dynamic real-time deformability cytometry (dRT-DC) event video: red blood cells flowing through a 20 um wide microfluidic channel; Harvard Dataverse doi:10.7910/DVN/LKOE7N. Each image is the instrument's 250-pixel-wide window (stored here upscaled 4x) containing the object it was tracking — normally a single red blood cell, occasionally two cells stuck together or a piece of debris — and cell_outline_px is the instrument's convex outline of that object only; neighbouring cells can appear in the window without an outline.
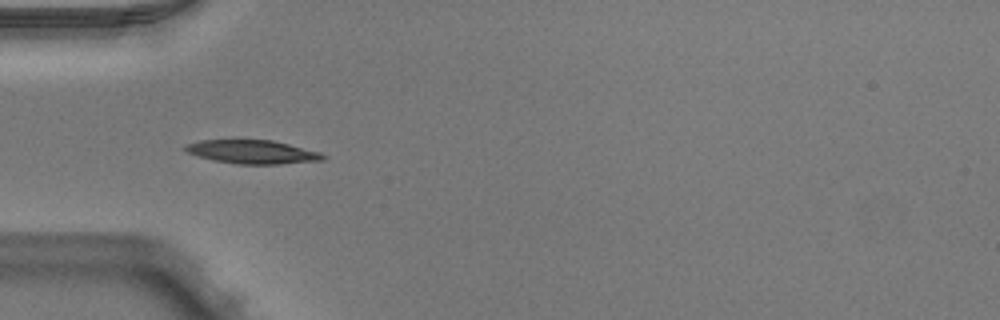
{"species": "Egyptian fruit bat (a non-hibernating species)", "species_latin": "Rousettus aegyptiacus", "temperature_condition": "warm", "stored_images_in_passage": 36, "camera_frame_rate_fps": 3000, "um_per_image_px": 0.085, "animal": {"sex": "male"}, "frame": {"image": 1, "passage_image": 1, "time_ms": 0.0, "image_size_px": [1000, 320], "cell_outline_px": [[328, 156], [324, 160], [280, 164], [236, 164], [212, 160], [188, 152], [180, 148], [184, 144], [200, 140], [272, 140], [320, 152]], "centroid_in_image_um": [21.43, 12.91], "position_along_channel_um": 63.6, "area_um2": 19.02}}
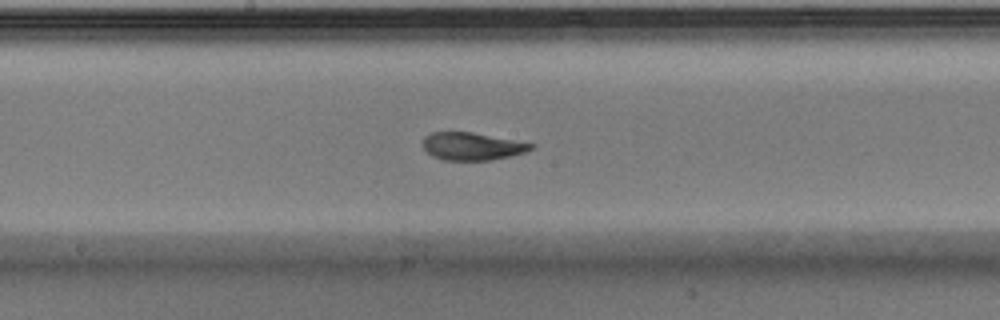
{"frame": {"image": 2, "passage_image": 12, "time_ms": 3.667, "image_size_px": [1000, 320], "cell_outline_px": [[536, 144], [532, 148], [524, 152], [512, 156], [492, 160], [444, 160], [432, 156], [424, 148], [424, 136], [432, 132], [472, 132]], "centroid_in_image_um": [40.14, 12.44], "position_along_channel_um": 208.1, "area_um2": 17.34}}
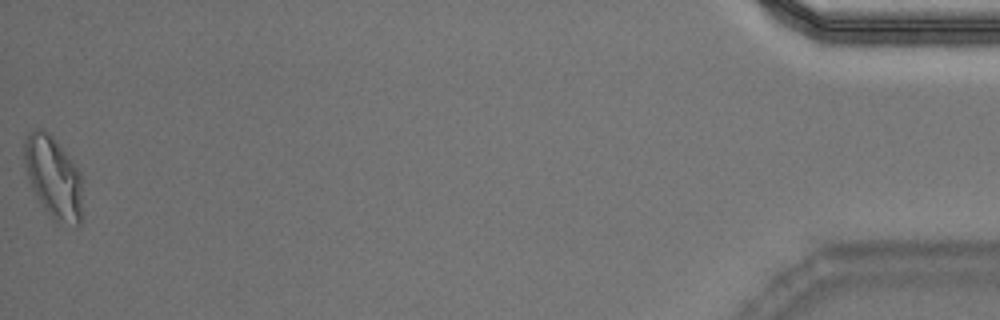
{"frame": {"image": 3, "passage_image": 36, "time_ms": 11.667, "image_size_px": [1000, 320], "cell_outline_px": [[84, 216], [80, 224], [76, 228], [56, 224], [44, 208], [36, 196], [28, 180], [24, 160], [24, 140], [28, 132], [32, 128], [40, 128], [48, 132], [56, 140], [72, 160], [84, 176]], "centroid_in_image_um": [4.62, 15.16], "position_along_channel_um": 430.6, "area_um2": 29.36}, "authors_computed_cell_mechanics": {"area_um2": 18.496, "velocity_mm_per_s": 3.9581, "shape_relaxation_time_tau1_ms": 7.0285, "shape_relaxation_time_tau2_ms": 1.9416, "deformation_change_tau1": 0.2818, "deformation_change_tau2": 0.0391}}